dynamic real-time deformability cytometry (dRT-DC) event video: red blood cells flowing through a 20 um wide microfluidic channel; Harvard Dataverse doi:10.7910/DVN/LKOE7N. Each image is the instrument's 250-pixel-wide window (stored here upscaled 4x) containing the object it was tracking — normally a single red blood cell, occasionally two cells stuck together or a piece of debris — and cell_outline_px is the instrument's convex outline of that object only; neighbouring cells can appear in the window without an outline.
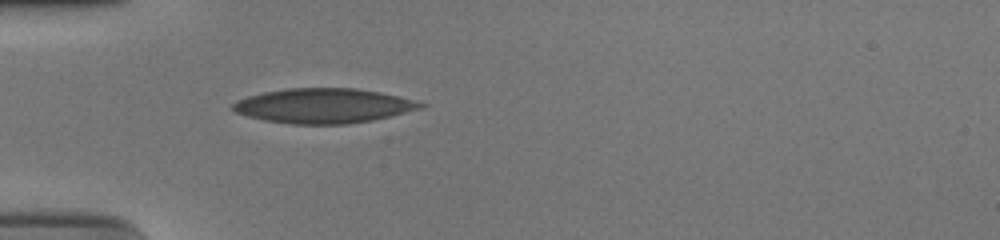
{"species": "human", "species_latin": "Homo sapiens", "temperature_condition": "cold", "stored_images_in_passage": 38, "camera_frame_rate_fps": 3000, "um_per_image_px": 0.085, "donor": {"sex": "male"}, "frame": {"image": 1, "passage_image": 1, "time_ms": 0.0, "image_size_px": [1000, 240], "cell_outline_px": [[428, 104], [424, 108], [392, 116], [372, 120], [348, 124], [292, 124], [264, 120], [248, 116], [236, 112], [232, 108], [232, 104], [236, 100], [248, 96], [264, 92], [288, 88], [356, 88], [380, 92]], "centroid_in_image_um": [27.51, 8.99], "position_along_channel_um": 57.5, "area_um2": 37.97}}
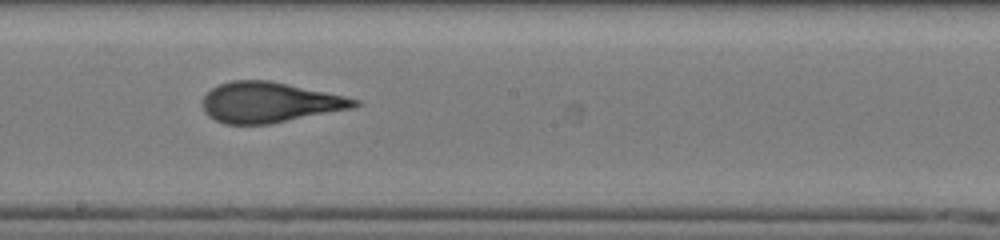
{"frame": {"image": 2, "passage_image": 15, "time_ms": 4.667, "image_size_px": [1000, 240], "cell_outline_px": [[360, 104], [352, 108], [268, 124], [224, 124], [208, 116], [204, 112], [204, 96], [212, 88], [220, 84], [232, 80], [268, 80], [344, 96], [360, 100]], "centroid_in_image_um": [22.89, 8.7], "position_along_channel_um": 225.3, "area_um2": 35.26}}
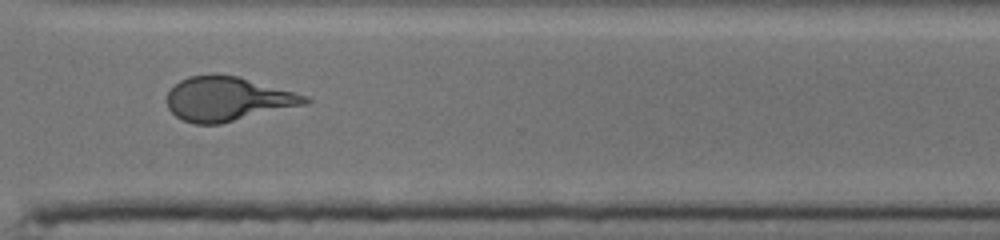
{"frame": {"image": 3, "passage_image": 25, "time_ms": 8.0, "image_size_px": [1000, 240], "cell_outline_px": [[312, 100], [308, 104], [220, 124], [192, 124], [176, 116], [168, 108], [168, 92], [180, 80], [188, 76], [236, 76], [308, 96]], "centroid_in_image_um": [19.37, 8.44], "position_along_channel_um": 351.2, "area_um2": 34.97}, "authors_computed_cell_mechanics": {"area_um2": 35.7493, "velocity_mm_per_s": 3.7756, "shape_relaxation_time_tau1_ms": 8.6365, "shape_relaxation_time_tau2_ms": 1.0282, "deformation_change_tau1": 0.2568, "deformation_change_tau2": 0.0693}}